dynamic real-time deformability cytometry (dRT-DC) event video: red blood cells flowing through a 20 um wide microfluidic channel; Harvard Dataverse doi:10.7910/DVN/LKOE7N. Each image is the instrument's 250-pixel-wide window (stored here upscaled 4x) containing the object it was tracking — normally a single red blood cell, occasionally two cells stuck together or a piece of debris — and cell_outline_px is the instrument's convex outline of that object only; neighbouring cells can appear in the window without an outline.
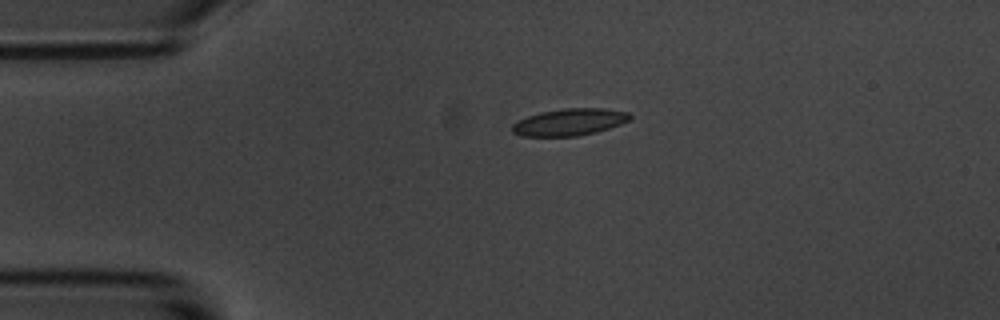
{"species": "common noctule bat (a hibernating species)", "species_latin": "Nyctalus noctula", "temperature_condition": "room temperature", "stored_images_in_passage": 2, "camera_frame_rate_fps": 3000, "um_per_image_px": 0.085, "animal": {"sex": "male", "body_mass_g": 20.1, "forearm_length_mm": 53.5}, "frame": {"image": 1, "passage_image": 1, "time_ms": 0.0, "image_size_px": [1000, 320], "cell_outline_px": [[632, 116], [628, 120], [620, 124], [596, 132], [576, 136], [520, 136], [512, 132], [512, 124], [516, 120], [540, 112], [564, 108], [604, 108], [628, 112]], "centroid_in_image_um": [48.37, 10.37], "position_along_channel_um": 36.6, "area_um2": 18.5}}